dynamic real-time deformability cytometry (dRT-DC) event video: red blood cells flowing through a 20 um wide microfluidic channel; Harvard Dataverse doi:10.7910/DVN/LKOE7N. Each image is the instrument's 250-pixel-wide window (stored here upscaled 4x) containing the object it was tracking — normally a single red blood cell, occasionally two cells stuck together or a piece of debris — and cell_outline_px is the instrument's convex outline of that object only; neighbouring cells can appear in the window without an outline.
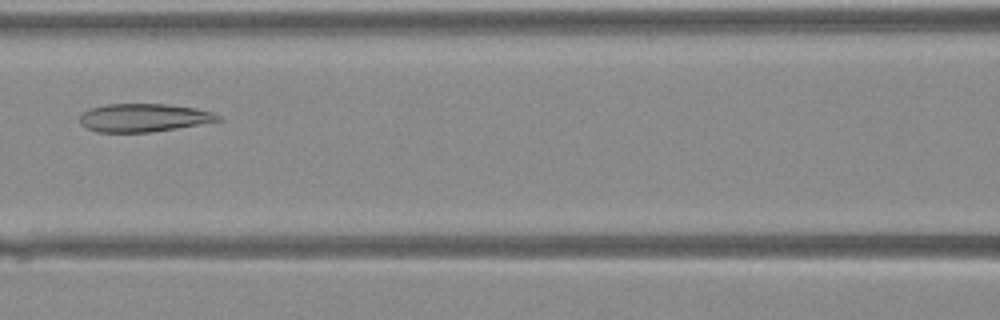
{"species": "Egyptian fruit bat (a non-hibernating species)", "species_latin": "Rousettus aegyptiacus", "temperature_condition": "warm", "stored_images_in_passage": 28, "camera_frame_rate_fps": 3000, "um_per_image_px": 0.085, "animal": {"sex": "female"}, "frame": {"image": 1, "passage_image": 6, "time_ms": 1.667, "image_size_px": [1000, 320], "cell_outline_px": [[224, 120], [152, 132], [96, 132], [80, 124], [80, 112], [88, 108], [104, 104], [164, 104], [196, 108], [212, 112], [220, 116]], "centroid_in_image_um": [12.18, 10.0], "position_along_channel_um": 154.4, "area_um2": 22.83}}
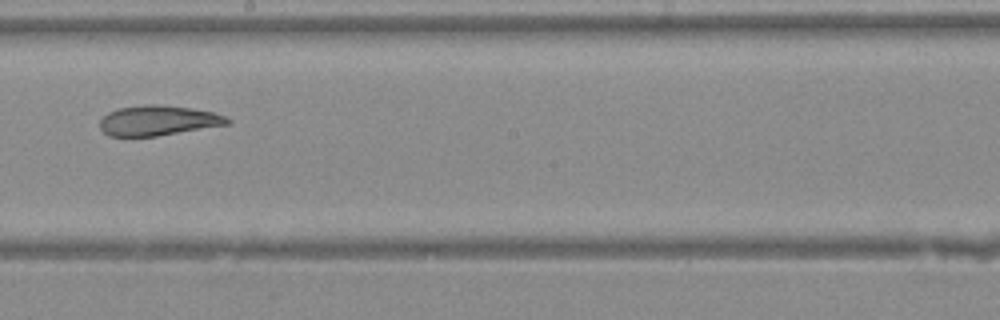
{"frame": {"image": 2, "passage_image": 11, "time_ms": 3.333, "image_size_px": [1000, 320], "cell_outline_px": [[232, 120], [228, 124], [156, 136], [108, 136], [100, 128], [100, 120], [108, 112], [116, 108], [144, 104], [192, 108], [212, 112], [224, 116]], "centroid_in_image_um": [13.39, 10.24], "position_along_channel_um": 234.8, "area_um2": 22.08}}
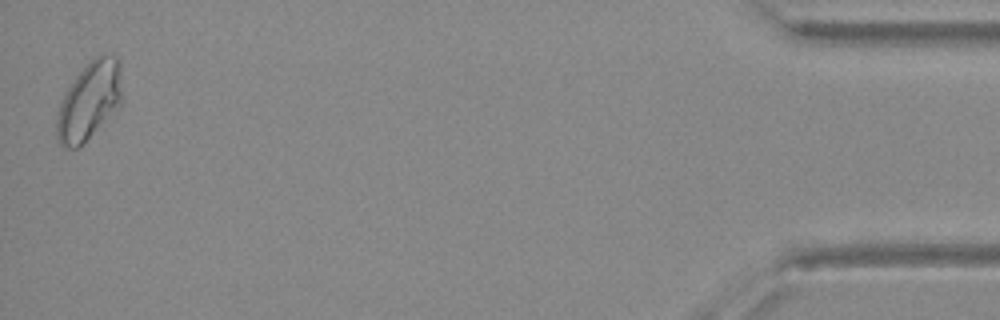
{"frame": {"image": 3, "passage_image": 28, "time_ms": 9.0, "image_size_px": [1000, 320], "cell_outline_px": [[120, 104], [84, 144], [80, 148], [64, 148], [56, 140], [56, 120], [60, 104], [64, 92], [76, 76], [100, 52], [108, 52], [116, 56], [120, 60]], "centroid_in_image_um": [7.56, 8.58], "position_along_channel_um": 427.6, "area_um2": 29.65}}